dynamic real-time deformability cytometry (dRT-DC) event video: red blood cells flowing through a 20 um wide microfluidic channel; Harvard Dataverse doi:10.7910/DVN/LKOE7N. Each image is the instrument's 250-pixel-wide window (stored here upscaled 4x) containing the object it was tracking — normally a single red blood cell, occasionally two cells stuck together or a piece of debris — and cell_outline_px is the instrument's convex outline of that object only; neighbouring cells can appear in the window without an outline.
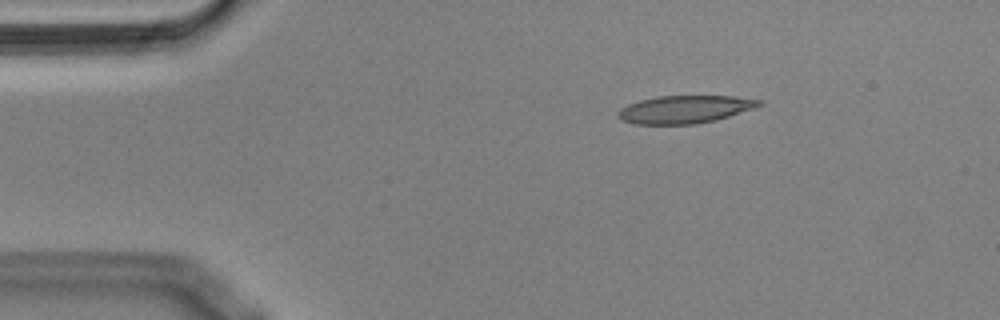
{"species": "Egyptian fruit bat (a non-hibernating species)", "species_latin": "Rousettus aegyptiacus", "temperature_condition": "cold", "stored_images_in_passage": 27, "camera_frame_rate_fps": 3000, "um_per_image_px": 0.085, "animal": {"sex": "male"}, "frame": {"image": 1, "passage_image": 1, "time_ms": 0.0, "image_size_px": [1000, 320], "cell_outline_px": [[764, 104], [756, 108], [716, 120], [696, 124], [636, 124], [620, 120], [616, 116], [616, 112], [620, 108], [628, 104], [640, 100], [656, 96], [732, 96], [764, 100]], "centroid_in_image_um": [58.22, 9.29], "position_along_channel_um": 26.8, "area_um2": 23.12}}
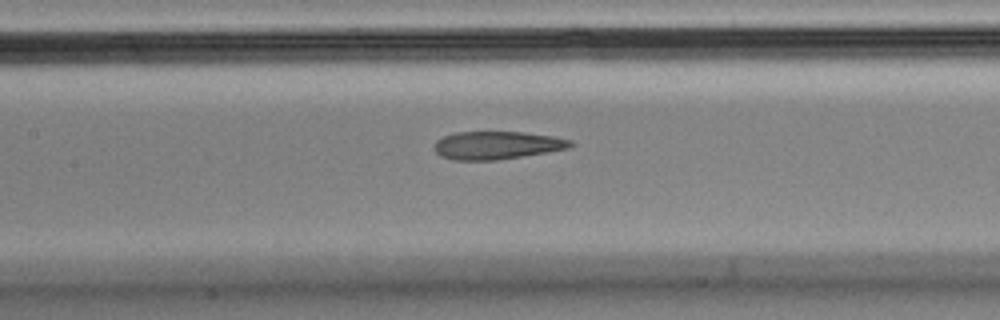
{"frame": {"image": 2, "passage_image": 17, "time_ms": 5.333, "image_size_px": [1000, 320], "cell_outline_px": [[576, 144], [568, 148], [548, 152], [496, 160], [452, 160], [440, 156], [432, 148], [436, 140], [444, 136], [456, 132], [524, 132], [552, 136], [572, 140]], "centroid_in_image_um": [42.22, 12.35], "position_along_channel_um": 165.2, "area_um2": 22.31}}
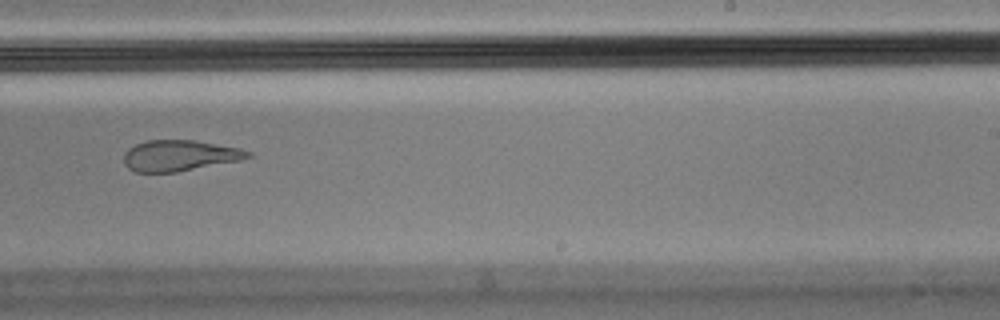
{"frame": {"image": 3, "passage_image": 26, "time_ms": 8.333, "image_size_px": [1000, 320], "cell_outline_px": [[256, 156], [240, 160], [176, 172], [136, 172], [128, 168], [124, 164], [124, 152], [128, 148], [136, 144], [148, 140], [196, 140], [240, 148], [252, 152]], "centroid_in_image_um": [15.29, 13.22], "position_along_channel_um": 273.7, "area_um2": 22.48}}